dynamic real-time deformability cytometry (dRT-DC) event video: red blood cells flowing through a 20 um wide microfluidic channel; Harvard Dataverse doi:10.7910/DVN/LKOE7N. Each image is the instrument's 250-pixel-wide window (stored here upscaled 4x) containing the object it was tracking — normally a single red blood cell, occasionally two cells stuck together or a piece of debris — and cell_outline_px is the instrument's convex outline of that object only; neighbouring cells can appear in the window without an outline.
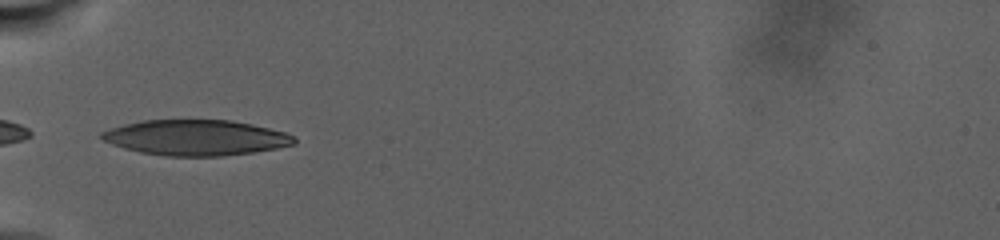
{"species": "human", "species_latin": "Homo sapiens", "temperature_condition": "warm", "stored_images_in_passage": 55, "camera_frame_rate_fps": 3000, "um_per_image_px": 0.085, "donor": {"sex": "male"}, "frame": {"image": 1, "passage_image": 1, "time_ms": 0.0, "image_size_px": [1000, 240], "cell_outline_px": [[296, 144], [276, 148], [252, 152], [220, 156], [168, 156], [140, 152], [124, 148], [112, 144], [104, 140], [100, 136], [100, 132], [124, 124], [144, 120], [232, 120], [252, 124], [284, 132], [296, 136]], "centroid_in_image_um": [16.66, 11.69], "position_along_channel_um": 68.3, "area_um2": 39.71}}
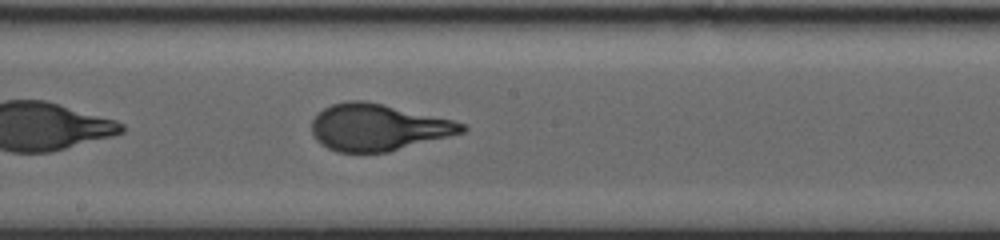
{"frame": {"image": 2, "passage_image": 20, "time_ms": 6.333, "image_size_px": [1000, 240], "cell_outline_px": [[468, 128], [464, 132], [388, 152], [336, 152], [320, 144], [316, 140], [312, 132], [312, 120], [324, 108], [332, 104], [348, 100], [364, 100], [452, 120], [464, 124]], "centroid_in_image_um": [32.09, 10.83], "position_along_channel_um": 216.1, "area_um2": 40.46}}
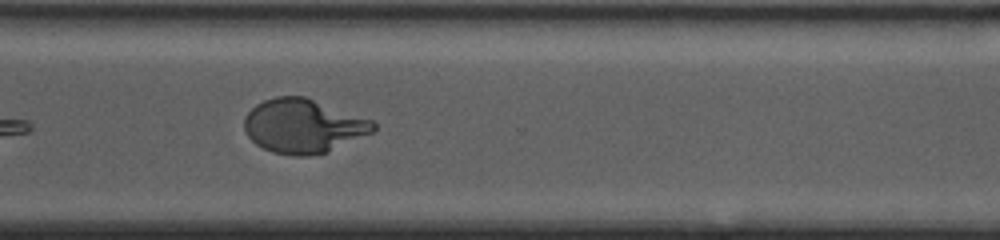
{"frame": {"image": 3, "passage_image": 36, "time_ms": 11.667, "image_size_px": [1000, 240], "cell_outline_px": [[376, 128], [372, 132], [328, 152], [308, 156], [292, 156], [272, 152], [256, 144], [248, 136], [244, 128], [244, 120], [248, 112], [256, 104], [264, 100], [276, 96], [304, 96], [372, 120], [376, 124]], "centroid_in_image_um": [25.76, 10.71], "position_along_channel_um": 344.8, "area_um2": 40.46}, "authors_computed_cell_mechanics": {"area_um2": 40.749, "velocity_mm_per_s": 2.4162, "shape_relaxation_time_tau1_ms": 9.0791, "shape_relaxation_time_tau2_ms": null, "deformation_change_tau1": 0.2929, "deformation_change_tau2": null}}